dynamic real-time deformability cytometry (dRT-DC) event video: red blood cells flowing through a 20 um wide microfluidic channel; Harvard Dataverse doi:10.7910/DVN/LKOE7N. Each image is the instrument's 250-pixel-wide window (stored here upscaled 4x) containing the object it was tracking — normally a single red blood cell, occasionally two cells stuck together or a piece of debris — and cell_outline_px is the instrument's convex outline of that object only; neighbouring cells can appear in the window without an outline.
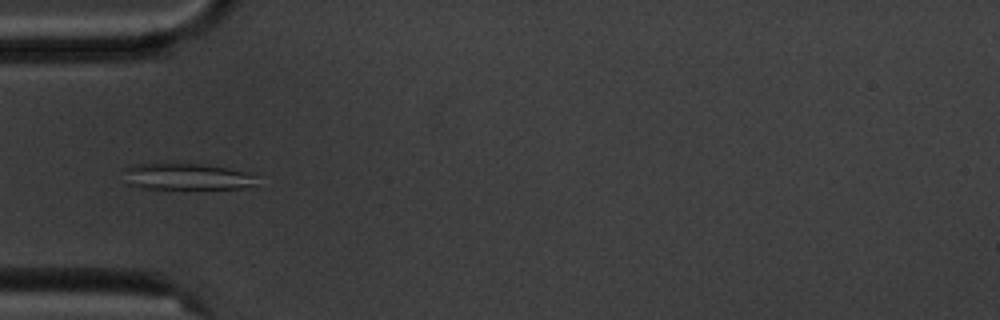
{"species": "common noctule bat (a hibernating species)", "species_latin": "Nyctalus noctula", "temperature_condition": "cold", "stored_images_in_passage": 8, "camera_frame_rate_fps": 3000, "um_per_image_px": 0.085, "animal": {"sex": "male", "body_mass_g": 20.1, "forearm_length_mm": 53.5}, "frame": {"image": 1, "passage_image": 6, "time_ms": 5.667, "image_size_px": [1000, 320], "cell_outline_px": [[256, 184], [240, 188], [140, 188], [128, 184], [124, 168], [128, 164], [156, 160], [200, 164], [228, 168], [248, 172], [256, 176]], "centroid_in_image_um": [15.76, 14.95], "position_along_channel_um": 69.2, "area_um2": 21.27}}
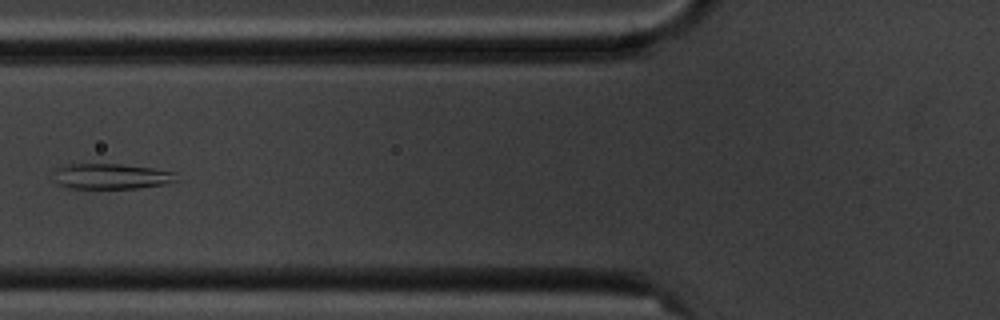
{"frame": {"image": 2, "passage_image": 7, "time_ms": 7.0, "image_size_px": [1000, 320], "cell_outline_px": [[176, 180], [168, 184], [136, 188], [64, 188], [60, 184], [56, 168], [64, 164], [120, 164], [152, 168], [176, 172]], "centroid_in_image_um": [9.52, 14.98], "position_along_channel_um": 116.3, "area_um2": 17.98}}